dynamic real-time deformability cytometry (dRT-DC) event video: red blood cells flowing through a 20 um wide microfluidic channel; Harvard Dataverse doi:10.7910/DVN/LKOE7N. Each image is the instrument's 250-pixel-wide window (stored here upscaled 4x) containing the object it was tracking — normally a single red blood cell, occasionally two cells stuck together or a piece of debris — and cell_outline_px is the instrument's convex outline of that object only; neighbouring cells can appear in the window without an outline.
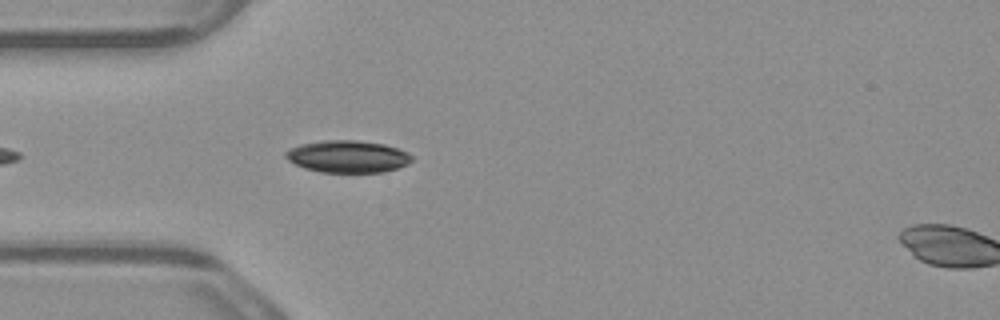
{"species": "common noctule bat (a hibernating species)", "species_latin": "Nyctalus noctula", "temperature_condition": "warm", "stored_images_in_passage": 6, "segment_of_instrument_passage": [1, 2], "camera_frame_rate_fps": 3000, "um_per_image_px": 0.085, "animal": {"sex": "male", "body_mass_g": 23.1, "forearm_length_mm": 52.7}, "frame": {"image": 1, "passage_image": 5, "time_ms": 1.333, "image_size_px": [1000, 320], "cell_outline_px": [[412, 160], [408, 164], [384, 172], [320, 172], [304, 168], [288, 160], [284, 156], [284, 152], [288, 148], [300, 144], [320, 140], [356, 140], [384, 144], [408, 152], [412, 156]], "centroid_in_image_um": [29.52, 13.29], "position_along_channel_um": 55.5, "area_um2": 23.76}}